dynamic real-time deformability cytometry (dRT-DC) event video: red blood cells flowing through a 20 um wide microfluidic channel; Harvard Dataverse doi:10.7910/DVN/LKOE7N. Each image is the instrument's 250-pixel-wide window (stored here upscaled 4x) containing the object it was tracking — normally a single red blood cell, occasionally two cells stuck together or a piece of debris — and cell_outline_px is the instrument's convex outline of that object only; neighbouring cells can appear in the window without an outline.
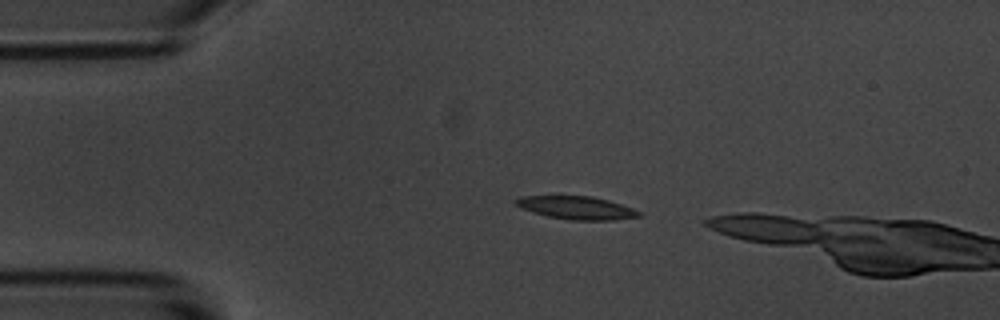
{"species": "common noctule bat (a hibernating species)", "species_latin": "Nyctalus noctula", "temperature_condition": "room temperature", "stored_images_in_passage": 4, "camera_frame_rate_fps": 3000, "um_per_image_px": 0.085, "animal": {"sex": "male", "body_mass_g": 20.1, "forearm_length_mm": 53.5}, "frame": {"image": 1, "passage_image": 2, "time_ms": 1.333, "image_size_px": [1000, 320], "cell_outline_px": [[640, 216], [612, 220], [572, 220], [548, 216], [532, 212], [520, 208], [512, 200], [520, 196], [592, 196], [608, 200], [632, 208], [640, 212]], "centroid_in_image_um": [48.95, 17.65], "position_along_channel_um": 36.0, "area_um2": 16.42}}